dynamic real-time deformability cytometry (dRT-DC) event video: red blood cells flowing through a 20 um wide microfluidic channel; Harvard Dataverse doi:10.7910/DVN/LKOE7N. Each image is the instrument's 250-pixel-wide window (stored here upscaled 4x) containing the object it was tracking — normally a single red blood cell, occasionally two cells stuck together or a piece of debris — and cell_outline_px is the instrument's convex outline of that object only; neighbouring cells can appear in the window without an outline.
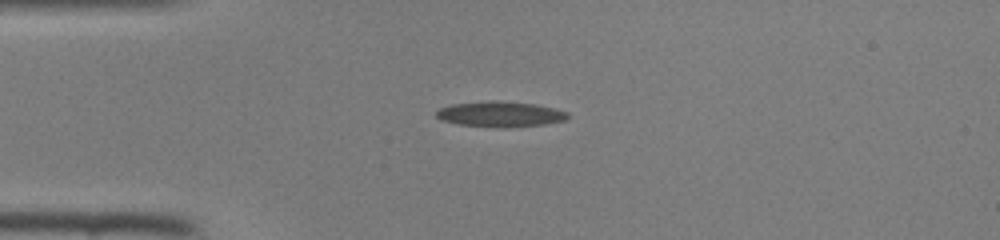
{"species": "common noctule bat (a hibernating species)", "species_latin": "Nyctalus noctula", "temperature_condition": "room temperature", "stored_images_in_passage": 37, "camera_frame_rate_fps": 3000, "um_per_image_px": 0.085, "animal": {"sex": "female", "body_mass_g": 22.0, "forearm_length_mm": 56.7}, "frame": {"image": 1, "passage_image": 1, "time_ms": 0.0, "image_size_px": [1000, 240], "cell_outline_px": [[568, 116], [564, 120], [544, 124], [504, 128], [460, 124], [440, 120], [436, 116], [436, 112], [440, 108], [452, 104], [536, 104], [568, 112]], "centroid_in_image_um": [42.53, 9.76], "position_along_channel_um": 42.5, "area_um2": 18.09}}
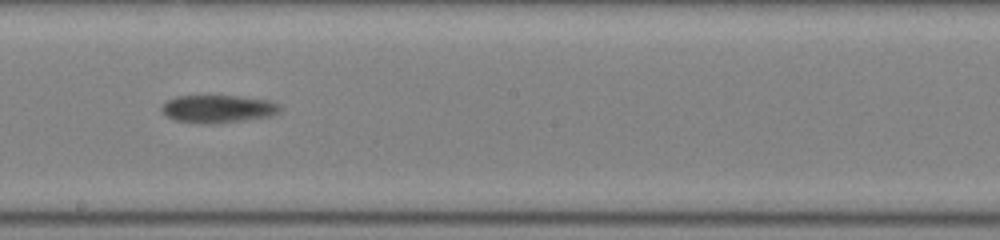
{"frame": {"image": 2, "passage_image": 16, "time_ms": 5.0, "image_size_px": [1000, 240], "cell_outline_px": [[280, 112], [268, 116], [216, 124], [204, 124], [176, 120], [168, 116], [160, 108], [168, 100], [176, 96], [236, 96], [268, 100], [276, 104], [280, 108]], "centroid_in_image_um": [18.5, 9.26], "position_along_channel_um": 229.7, "area_um2": 18.79}}
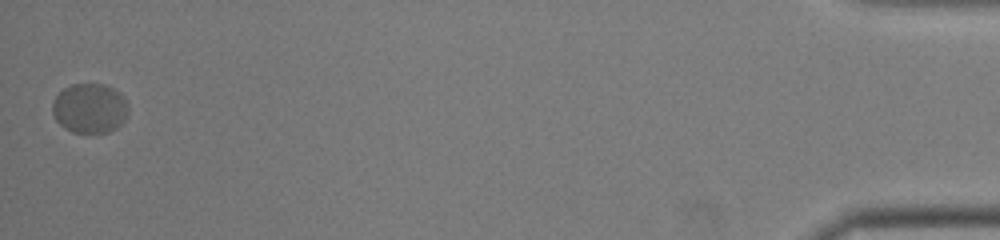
{"frame": {"image": 3, "passage_image": 37, "time_ms": 12.0, "image_size_px": [1000, 240], "cell_outline_px": [[128, 112], [124, 120], [116, 128], [108, 132], [72, 132], [64, 128], [56, 120], [52, 112], [52, 100], [64, 88], [72, 84], [104, 84], [120, 92], [128, 104]], "centroid_in_image_um": [7.62, 9.19], "position_along_channel_um": 427.6, "area_um2": 22.02}}